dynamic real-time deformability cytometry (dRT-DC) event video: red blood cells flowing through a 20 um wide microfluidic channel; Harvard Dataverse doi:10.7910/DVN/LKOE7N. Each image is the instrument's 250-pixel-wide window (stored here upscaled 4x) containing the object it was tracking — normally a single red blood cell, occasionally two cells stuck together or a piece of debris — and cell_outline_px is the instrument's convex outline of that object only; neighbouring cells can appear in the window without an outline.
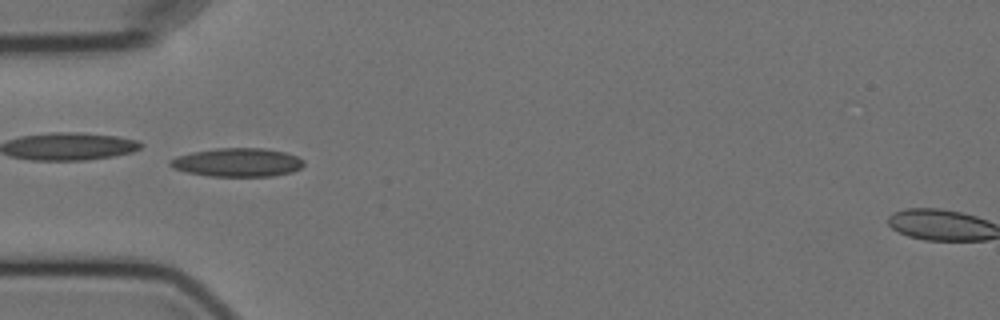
{"species": "Egyptian fruit bat (a non-hibernating species)", "species_latin": "Rousettus aegyptiacus", "temperature_condition": "cold", "stored_images_in_passage": 6, "camera_frame_rate_fps": 3000, "um_per_image_px": 0.085, "animal": {"sex": "female"}, "frame": {"image": 1, "passage_image": 5, "time_ms": 4.667, "image_size_px": [1000, 320], "cell_outline_px": [[304, 164], [300, 168], [292, 172], [272, 176], [208, 176], [188, 172], [172, 168], [168, 164], [168, 160], [176, 156], [192, 152], [216, 148], [264, 148], [284, 152], [296, 156], [304, 160]], "centroid_in_image_um": [20.16, 13.8], "position_along_channel_um": 64.8, "area_um2": 22.31}}